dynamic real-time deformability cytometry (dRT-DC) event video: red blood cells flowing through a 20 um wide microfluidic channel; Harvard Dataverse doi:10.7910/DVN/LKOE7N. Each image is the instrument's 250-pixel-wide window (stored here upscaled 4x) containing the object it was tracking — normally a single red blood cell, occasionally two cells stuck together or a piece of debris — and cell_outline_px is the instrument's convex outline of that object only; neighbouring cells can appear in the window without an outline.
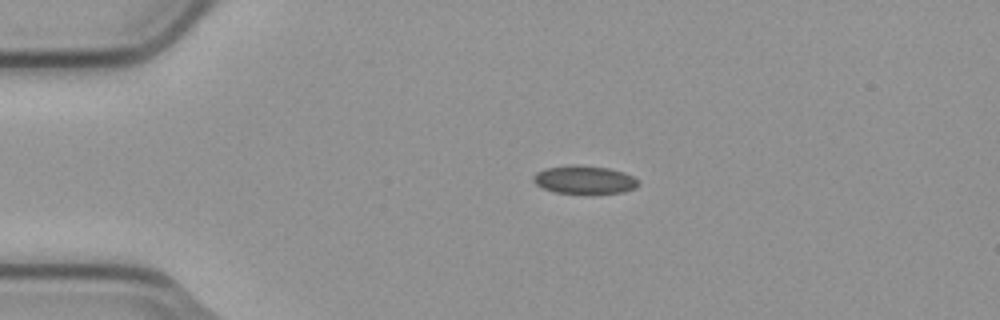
{"species": "common noctule bat (a hibernating species)", "species_latin": "Nyctalus noctula", "temperature_condition": "cold", "stored_images_in_passage": 4, "camera_frame_rate_fps": 3000, "um_per_image_px": 0.085, "animal": {"sex": "male", "body_mass_g": 23.1, "forearm_length_mm": 52.7}, "frame": {"image": 1, "passage_image": 1, "time_ms": 0.0, "image_size_px": [1000, 320], "cell_outline_px": [[636, 188], [624, 192], [592, 196], [588, 196], [556, 192], [544, 188], [536, 184], [532, 180], [532, 176], [536, 172], [544, 168], [572, 164], [608, 168], [624, 172], [632, 176], [636, 180]], "centroid_in_image_um": [49.65, 15.32], "position_along_channel_um": 35.4, "area_um2": 17.86}}
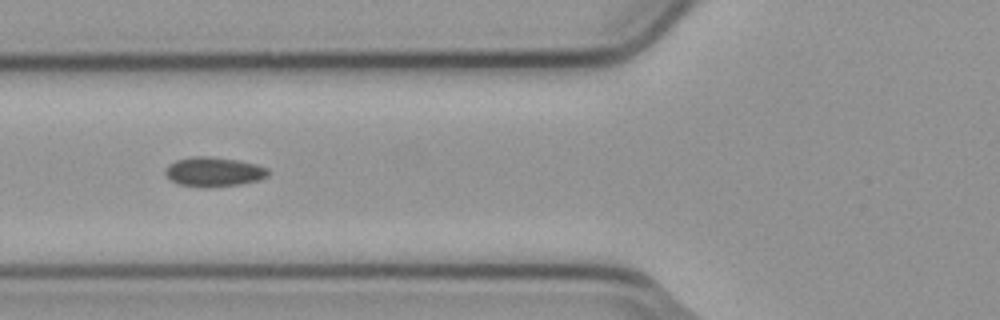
{"frame": {"image": 2, "passage_image": 3, "time_ms": 0.667, "image_size_px": [1000, 320], "cell_outline_px": [[268, 176], [260, 180], [240, 184], [212, 188], [204, 188], [180, 184], [172, 180], [164, 172], [176, 160], [192, 156], [208, 156], [236, 160], [256, 164], [268, 168]], "centroid_in_image_um": [18.22, 14.62], "position_along_channel_um": 107.6, "area_um2": 17.57}}
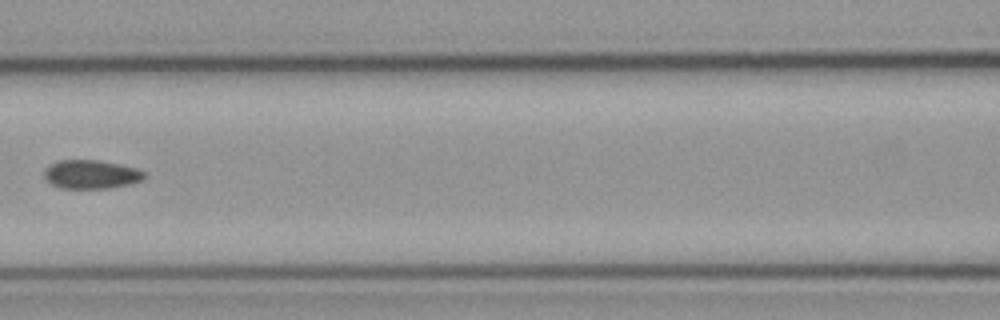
{"frame": {"image": 3, "passage_image": 4, "time_ms": 1.0, "image_size_px": [1000, 320], "cell_outline_px": [[144, 176], [140, 180], [132, 184], [108, 188], [60, 188], [52, 184], [44, 176], [44, 168], [48, 164], [56, 160], [100, 160], [136, 168], [144, 172]], "centroid_in_image_um": [7.7, 14.81], "position_along_channel_um": 158.9, "area_um2": 16.76}}